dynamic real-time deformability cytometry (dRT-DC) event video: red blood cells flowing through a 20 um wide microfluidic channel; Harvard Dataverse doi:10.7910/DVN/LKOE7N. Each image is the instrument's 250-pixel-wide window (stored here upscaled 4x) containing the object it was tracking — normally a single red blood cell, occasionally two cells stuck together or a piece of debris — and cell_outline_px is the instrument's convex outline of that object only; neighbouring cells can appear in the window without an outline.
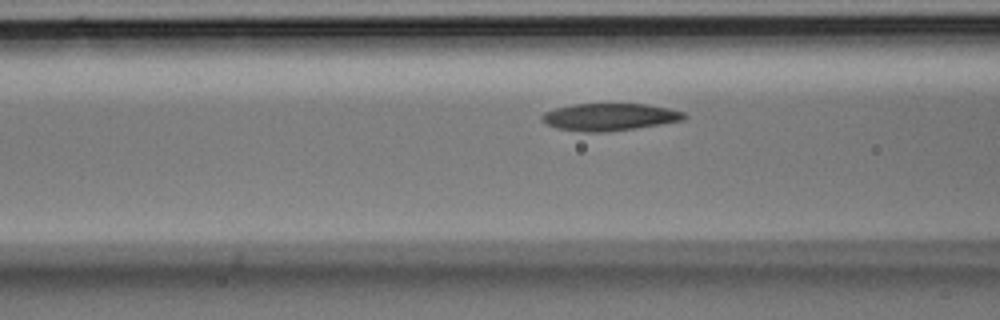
{"species": "Egyptian fruit bat (a non-hibernating species)", "species_latin": "Rousettus aegyptiacus", "temperature_condition": "room temperature", "stored_images_in_passage": 5, "camera_frame_rate_fps": 3000, "um_per_image_px": 0.085, "animal": {"sex": "male"}, "frame": {"image": 1, "passage_image": 5, "time_ms": 1.333, "image_size_px": [1000, 320], "cell_outline_px": [[688, 116], [684, 120], [636, 128], [608, 132], [584, 132], [556, 128], [548, 124], [540, 116], [544, 112], [556, 108], [576, 104], [644, 104], [668, 108], [684, 112]], "centroid_in_image_um": [51.83, 9.94], "position_along_channel_um": 114.8, "area_um2": 22.48}}